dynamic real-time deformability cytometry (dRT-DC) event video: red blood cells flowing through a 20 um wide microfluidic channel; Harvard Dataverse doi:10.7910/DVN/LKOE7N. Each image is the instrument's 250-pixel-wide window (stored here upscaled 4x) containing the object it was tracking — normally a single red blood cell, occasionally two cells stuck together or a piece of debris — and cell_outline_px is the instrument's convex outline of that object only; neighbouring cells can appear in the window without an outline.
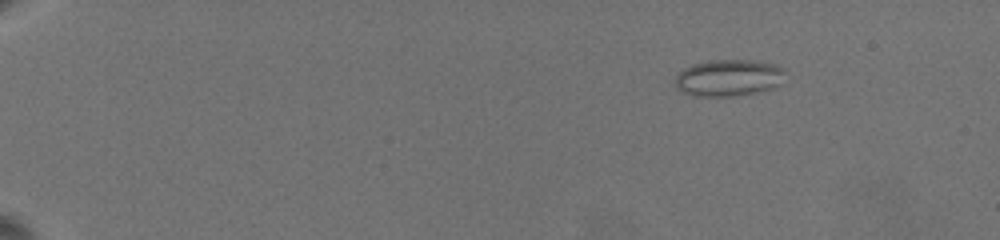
{"species": "common noctule bat (a hibernating species)", "species_latin": "Nyctalus noctula", "temperature_condition": "warm", "stored_images_in_passage": 54, "camera_frame_rate_fps": 3000, "um_per_image_px": 0.085, "animal": {"sex": "female", "body_mass_g": 19.5, "forearm_length_mm": 54.1}, "frame": {"image": 1, "passage_image": 1, "time_ms": 0.0, "image_size_px": [1000, 240], "cell_outline_px": [[788, 72], [780, 84], [772, 88], [732, 96], [692, 96], [680, 92], [676, 88], [676, 76], [684, 68], [692, 64], [708, 60], [752, 60], [776, 64], [784, 68]], "centroid_in_image_um": [61.94, 6.6], "position_along_channel_um": 23.1, "area_um2": 23.76}}
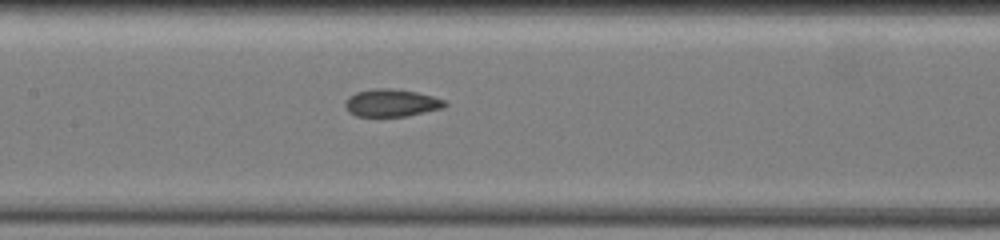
{"frame": {"image": 2, "passage_image": 26, "time_ms": 8.333, "image_size_px": [1000, 240], "cell_outline_px": [[448, 104], [444, 108], [408, 116], [356, 116], [348, 112], [344, 108], [344, 104], [348, 96], [356, 92], [376, 88], [392, 88], [416, 92], [432, 96], [444, 100]], "centroid_in_image_um": [33.26, 8.75], "position_along_channel_um": 174.1, "area_um2": 16.13}}
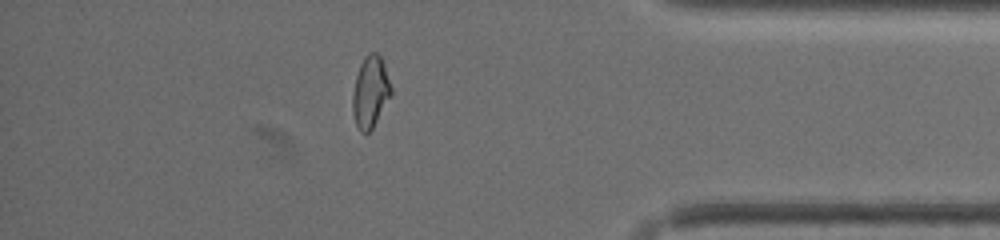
{"frame": {"image": 3, "passage_image": 47, "time_ms": 15.333, "image_size_px": [1000, 240], "cell_outline_px": [[392, 96], [372, 128], [368, 132], [360, 132], [356, 124], [352, 112], [352, 92], [356, 76], [360, 64], [364, 56], [368, 52], [376, 52], [380, 56], [384, 64], [392, 88]], "centroid_in_image_um": [31.48, 7.8], "position_along_channel_um": 403.7, "area_um2": 16.24}, "authors_computed_cell_mechanics": {"area_um2": 16.2418, "velocity_mm_per_s": 3.5876, "shape_relaxation_time_tau1_ms": null, "shape_relaxation_time_tau2_ms": 1.5868, "deformation_change_tau1": null, "deformation_change_tau2": 0.0743}}